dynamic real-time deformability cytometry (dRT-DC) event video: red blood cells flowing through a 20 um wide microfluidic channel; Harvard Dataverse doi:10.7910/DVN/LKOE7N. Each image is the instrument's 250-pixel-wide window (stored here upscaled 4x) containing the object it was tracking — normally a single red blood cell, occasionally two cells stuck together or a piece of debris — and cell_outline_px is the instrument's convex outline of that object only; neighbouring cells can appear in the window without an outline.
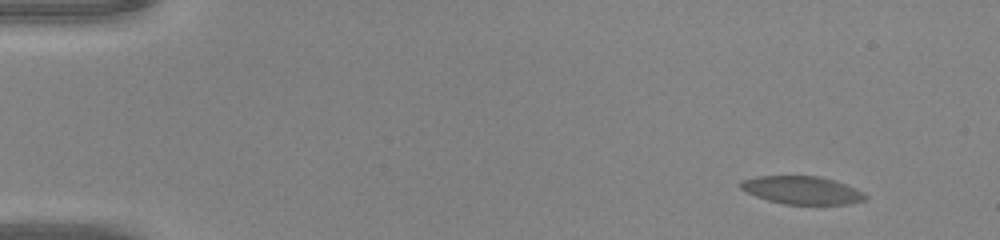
{"species": "common noctule bat (a hibernating species)", "species_latin": "Nyctalus noctula", "temperature_condition": "warm", "stored_images_in_passage": 5, "camera_frame_rate_fps": 3000, "um_per_image_px": 0.085, "animal": {"sex": "male", "body_mass_g": 20.0, "forearm_length_mm": 53.3}, "frame": {"image": 1, "passage_image": 1, "time_ms": 0.0, "image_size_px": [1000, 240], "cell_outline_px": [[868, 196], [864, 200], [848, 204], [784, 204], [768, 200], [756, 196], [740, 188], [740, 180], [756, 176], [816, 176], [832, 180], [856, 188], [864, 192]], "centroid_in_image_um": [68.16, 16.16], "position_along_channel_um": 16.8, "area_um2": 20.17}}